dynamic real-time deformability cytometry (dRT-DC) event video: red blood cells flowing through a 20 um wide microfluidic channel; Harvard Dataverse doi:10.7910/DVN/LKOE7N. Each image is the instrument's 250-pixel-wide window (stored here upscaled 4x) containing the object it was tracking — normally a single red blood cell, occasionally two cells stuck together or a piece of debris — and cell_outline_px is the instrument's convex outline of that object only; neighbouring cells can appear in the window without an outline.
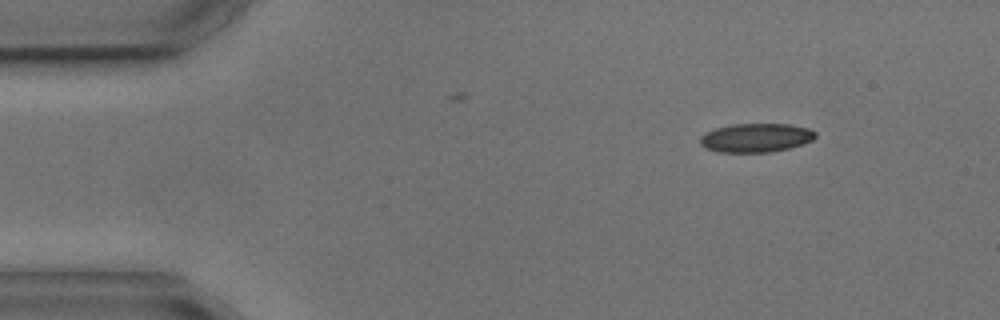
{"species": "common noctule bat (a hibernating species)", "species_latin": "Nyctalus noctula", "temperature_condition": "cold", "stored_images_in_passage": 3, "camera_frame_rate_fps": 3000, "um_per_image_px": 0.085, "animal": {"sex": "male", "body_mass_g": 17.9, "forearm_length_mm": 54.2}, "frame": {"image": 1, "passage_image": 1, "time_ms": 0.0, "image_size_px": [1000, 320], "cell_outline_px": [[816, 136], [812, 140], [788, 148], [772, 152], [720, 152], [704, 148], [700, 144], [700, 136], [704, 132], [716, 128], [732, 124], [788, 124], [808, 128], [816, 132]], "centroid_in_image_um": [64.21, 11.71], "position_along_channel_um": 20.8, "area_um2": 19.36}}